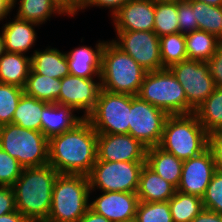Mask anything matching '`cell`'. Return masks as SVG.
Masks as SVG:
<instances>
[{"mask_svg": "<svg viewBox=\"0 0 222 222\" xmlns=\"http://www.w3.org/2000/svg\"><path fill=\"white\" fill-rule=\"evenodd\" d=\"M183 162L159 146L147 148L146 164L176 189L181 179Z\"/></svg>", "mask_w": 222, "mask_h": 222, "instance_id": "cell-24", "label": "cell"}, {"mask_svg": "<svg viewBox=\"0 0 222 222\" xmlns=\"http://www.w3.org/2000/svg\"><path fill=\"white\" fill-rule=\"evenodd\" d=\"M101 90L100 79L67 75L61 79V90L57 104L82 111L86 118L95 108Z\"/></svg>", "mask_w": 222, "mask_h": 222, "instance_id": "cell-13", "label": "cell"}, {"mask_svg": "<svg viewBox=\"0 0 222 222\" xmlns=\"http://www.w3.org/2000/svg\"><path fill=\"white\" fill-rule=\"evenodd\" d=\"M48 104L24 93L14 112L12 124L41 132V113Z\"/></svg>", "mask_w": 222, "mask_h": 222, "instance_id": "cell-26", "label": "cell"}, {"mask_svg": "<svg viewBox=\"0 0 222 222\" xmlns=\"http://www.w3.org/2000/svg\"><path fill=\"white\" fill-rule=\"evenodd\" d=\"M6 23L1 26L5 51L9 53H20L26 55V53L36 45L37 33L35 27L40 26L37 23L29 22L18 17H14L12 20L10 14Z\"/></svg>", "mask_w": 222, "mask_h": 222, "instance_id": "cell-19", "label": "cell"}, {"mask_svg": "<svg viewBox=\"0 0 222 222\" xmlns=\"http://www.w3.org/2000/svg\"><path fill=\"white\" fill-rule=\"evenodd\" d=\"M153 3H170V2H175V1H184V0H151Z\"/></svg>", "mask_w": 222, "mask_h": 222, "instance_id": "cell-50", "label": "cell"}, {"mask_svg": "<svg viewBox=\"0 0 222 222\" xmlns=\"http://www.w3.org/2000/svg\"><path fill=\"white\" fill-rule=\"evenodd\" d=\"M168 203L173 222H190L204 209L202 198L178 190Z\"/></svg>", "mask_w": 222, "mask_h": 222, "instance_id": "cell-30", "label": "cell"}, {"mask_svg": "<svg viewBox=\"0 0 222 222\" xmlns=\"http://www.w3.org/2000/svg\"><path fill=\"white\" fill-rule=\"evenodd\" d=\"M148 71L108 40L102 51L101 89L137 96Z\"/></svg>", "mask_w": 222, "mask_h": 222, "instance_id": "cell-3", "label": "cell"}, {"mask_svg": "<svg viewBox=\"0 0 222 222\" xmlns=\"http://www.w3.org/2000/svg\"><path fill=\"white\" fill-rule=\"evenodd\" d=\"M168 116L164 110L130 95L129 134L147 148L159 146Z\"/></svg>", "mask_w": 222, "mask_h": 222, "instance_id": "cell-10", "label": "cell"}, {"mask_svg": "<svg viewBox=\"0 0 222 222\" xmlns=\"http://www.w3.org/2000/svg\"><path fill=\"white\" fill-rule=\"evenodd\" d=\"M194 114L208 133L222 131V88L215 87Z\"/></svg>", "mask_w": 222, "mask_h": 222, "instance_id": "cell-29", "label": "cell"}, {"mask_svg": "<svg viewBox=\"0 0 222 222\" xmlns=\"http://www.w3.org/2000/svg\"><path fill=\"white\" fill-rule=\"evenodd\" d=\"M31 57V69L40 74L52 78L63 79L69 75V67L66 59V52H61L51 46L44 50L36 49Z\"/></svg>", "mask_w": 222, "mask_h": 222, "instance_id": "cell-22", "label": "cell"}, {"mask_svg": "<svg viewBox=\"0 0 222 222\" xmlns=\"http://www.w3.org/2000/svg\"><path fill=\"white\" fill-rule=\"evenodd\" d=\"M155 3L129 0L111 17L115 31H154Z\"/></svg>", "mask_w": 222, "mask_h": 222, "instance_id": "cell-17", "label": "cell"}, {"mask_svg": "<svg viewBox=\"0 0 222 222\" xmlns=\"http://www.w3.org/2000/svg\"><path fill=\"white\" fill-rule=\"evenodd\" d=\"M78 222H111L103 215L97 214L90 208L85 212V214L79 219Z\"/></svg>", "mask_w": 222, "mask_h": 222, "instance_id": "cell-44", "label": "cell"}, {"mask_svg": "<svg viewBox=\"0 0 222 222\" xmlns=\"http://www.w3.org/2000/svg\"><path fill=\"white\" fill-rule=\"evenodd\" d=\"M192 9L195 11L198 30L209 32L222 41V6L192 0Z\"/></svg>", "mask_w": 222, "mask_h": 222, "instance_id": "cell-31", "label": "cell"}, {"mask_svg": "<svg viewBox=\"0 0 222 222\" xmlns=\"http://www.w3.org/2000/svg\"><path fill=\"white\" fill-rule=\"evenodd\" d=\"M208 148L212 152L216 169L222 171V131L209 133Z\"/></svg>", "mask_w": 222, "mask_h": 222, "instance_id": "cell-40", "label": "cell"}, {"mask_svg": "<svg viewBox=\"0 0 222 222\" xmlns=\"http://www.w3.org/2000/svg\"><path fill=\"white\" fill-rule=\"evenodd\" d=\"M178 24L181 34H188L198 30L195 20V11L192 9V0L177 1Z\"/></svg>", "mask_w": 222, "mask_h": 222, "instance_id": "cell-38", "label": "cell"}, {"mask_svg": "<svg viewBox=\"0 0 222 222\" xmlns=\"http://www.w3.org/2000/svg\"><path fill=\"white\" fill-rule=\"evenodd\" d=\"M129 0H82V5L79 8V11H83L88 7H99L101 9L106 8L111 12L110 15H113Z\"/></svg>", "mask_w": 222, "mask_h": 222, "instance_id": "cell-41", "label": "cell"}, {"mask_svg": "<svg viewBox=\"0 0 222 222\" xmlns=\"http://www.w3.org/2000/svg\"><path fill=\"white\" fill-rule=\"evenodd\" d=\"M160 57L164 68L187 60L185 35L179 33L160 37Z\"/></svg>", "mask_w": 222, "mask_h": 222, "instance_id": "cell-32", "label": "cell"}, {"mask_svg": "<svg viewBox=\"0 0 222 222\" xmlns=\"http://www.w3.org/2000/svg\"><path fill=\"white\" fill-rule=\"evenodd\" d=\"M134 222H173L168 201H139Z\"/></svg>", "mask_w": 222, "mask_h": 222, "instance_id": "cell-35", "label": "cell"}, {"mask_svg": "<svg viewBox=\"0 0 222 222\" xmlns=\"http://www.w3.org/2000/svg\"><path fill=\"white\" fill-rule=\"evenodd\" d=\"M111 42L130 55L146 71L164 69L160 57V38L154 31H115Z\"/></svg>", "mask_w": 222, "mask_h": 222, "instance_id": "cell-12", "label": "cell"}, {"mask_svg": "<svg viewBox=\"0 0 222 222\" xmlns=\"http://www.w3.org/2000/svg\"><path fill=\"white\" fill-rule=\"evenodd\" d=\"M12 0H0V21L6 18L12 12Z\"/></svg>", "mask_w": 222, "mask_h": 222, "instance_id": "cell-47", "label": "cell"}, {"mask_svg": "<svg viewBox=\"0 0 222 222\" xmlns=\"http://www.w3.org/2000/svg\"><path fill=\"white\" fill-rule=\"evenodd\" d=\"M23 167L0 147V186H13L21 176Z\"/></svg>", "mask_w": 222, "mask_h": 222, "instance_id": "cell-37", "label": "cell"}, {"mask_svg": "<svg viewBox=\"0 0 222 222\" xmlns=\"http://www.w3.org/2000/svg\"><path fill=\"white\" fill-rule=\"evenodd\" d=\"M59 173L49 164L23 168L14 183L16 210L30 222L47 220L52 203L53 185Z\"/></svg>", "mask_w": 222, "mask_h": 222, "instance_id": "cell-2", "label": "cell"}, {"mask_svg": "<svg viewBox=\"0 0 222 222\" xmlns=\"http://www.w3.org/2000/svg\"><path fill=\"white\" fill-rule=\"evenodd\" d=\"M13 211H16L13 187L0 186V216Z\"/></svg>", "mask_w": 222, "mask_h": 222, "instance_id": "cell-42", "label": "cell"}, {"mask_svg": "<svg viewBox=\"0 0 222 222\" xmlns=\"http://www.w3.org/2000/svg\"><path fill=\"white\" fill-rule=\"evenodd\" d=\"M176 188L160 177L146 163L144 164L137 191L138 200L142 202L169 201Z\"/></svg>", "mask_w": 222, "mask_h": 222, "instance_id": "cell-23", "label": "cell"}, {"mask_svg": "<svg viewBox=\"0 0 222 222\" xmlns=\"http://www.w3.org/2000/svg\"><path fill=\"white\" fill-rule=\"evenodd\" d=\"M154 32L159 38L179 33L177 1L155 4Z\"/></svg>", "mask_w": 222, "mask_h": 222, "instance_id": "cell-33", "label": "cell"}, {"mask_svg": "<svg viewBox=\"0 0 222 222\" xmlns=\"http://www.w3.org/2000/svg\"><path fill=\"white\" fill-rule=\"evenodd\" d=\"M0 57L6 52L5 51V44H4V36L2 31H0Z\"/></svg>", "mask_w": 222, "mask_h": 222, "instance_id": "cell-49", "label": "cell"}, {"mask_svg": "<svg viewBox=\"0 0 222 222\" xmlns=\"http://www.w3.org/2000/svg\"><path fill=\"white\" fill-rule=\"evenodd\" d=\"M61 90V80L45 75H40L30 70L24 87V93L40 101L57 103Z\"/></svg>", "mask_w": 222, "mask_h": 222, "instance_id": "cell-27", "label": "cell"}, {"mask_svg": "<svg viewBox=\"0 0 222 222\" xmlns=\"http://www.w3.org/2000/svg\"><path fill=\"white\" fill-rule=\"evenodd\" d=\"M147 147L130 134L98 133L97 159L108 162L146 161Z\"/></svg>", "mask_w": 222, "mask_h": 222, "instance_id": "cell-14", "label": "cell"}, {"mask_svg": "<svg viewBox=\"0 0 222 222\" xmlns=\"http://www.w3.org/2000/svg\"><path fill=\"white\" fill-rule=\"evenodd\" d=\"M215 171L212 152L207 148L196 157L183 162L181 179L176 190L202 198Z\"/></svg>", "mask_w": 222, "mask_h": 222, "instance_id": "cell-15", "label": "cell"}, {"mask_svg": "<svg viewBox=\"0 0 222 222\" xmlns=\"http://www.w3.org/2000/svg\"><path fill=\"white\" fill-rule=\"evenodd\" d=\"M169 69L183 87L187 103L194 111L215 89L207 62L187 59L171 65Z\"/></svg>", "mask_w": 222, "mask_h": 222, "instance_id": "cell-11", "label": "cell"}, {"mask_svg": "<svg viewBox=\"0 0 222 222\" xmlns=\"http://www.w3.org/2000/svg\"><path fill=\"white\" fill-rule=\"evenodd\" d=\"M196 1L203 2L211 6H222V0H196Z\"/></svg>", "mask_w": 222, "mask_h": 222, "instance_id": "cell-48", "label": "cell"}, {"mask_svg": "<svg viewBox=\"0 0 222 222\" xmlns=\"http://www.w3.org/2000/svg\"><path fill=\"white\" fill-rule=\"evenodd\" d=\"M23 94V88L0 82V126L12 123L14 112Z\"/></svg>", "mask_w": 222, "mask_h": 222, "instance_id": "cell-34", "label": "cell"}, {"mask_svg": "<svg viewBox=\"0 0 222 222\" xmlns=\"http://www.w3.org/2000/svg\"><path fill=\"white\" fill-rule=\"evenodd\" d=\"M207 63L209 64V71L214 80L215 87L222 88V41Z\"/></svg>", "mask_w": 222, "mask_h": 222, "instance_id": "cell-39", "label": "cell"}, {"mask_svg": "<svg viewBox=\"0 0 222 222\" xmlns=\"http://www.w3.org/2000/svg\"><path fill=\"white\" fill-rule=\"evenodd\" d=\"M71 14L76 16L82 5V0H58Z\"/></svg>", "mask_w": 222, "mask_h": 222, "instance_id": "cell-46", "label": "cell"}, {"mask_svg": "<svg viewBox=\"0 0 222 222\" xmlns=\"http://www.w3.org/2000/svg\"><path fill=\"white\" fill-rule=\"evenodd\" d=\"M146 161L108 162L96 160L91 172L87 175L90 193L131 192L137 193L140 173Z\"/></svg>", "mask_w": 222, "mask_h": 222, "instance_id": "cell-8", "label": "cell"}, {"mask_svg": "<svg viewBox=\"0 0 222 222\" xmlns=\"http://www.w3.org/2000/svg\"><path fill=\"white\" fill-rule=\"evenodd\" d=\"M190 222H222V219L219 213L203 209Z\"/></svg>", "mask_w": 222, "mask_h": 222, "instance_id": "cell-43", "label": "cell"}, {"mask_svg": "<svg viewBox=\"0 0 222 222\" xmlns=\"http://www.w3.org/2000/svg\"><path fill=\"white\" fill-rule=\"evenodd\" d=\"M90 191L87 175L59 174L53 185L51 208L45 222H78L89 209Z\"/></svg>", "mask_w": 222, "mask_h": 222, "instance_id": "cell-4", "label": "cell"}, {"mask_svg": "<svg viewBox=\"0 0 222 222\" xmlns=\"http://www.w3.org/2000/svg\"><path fill=\"white\" fill-rule=\"evenodd\" d=\"M18 1V2H17ZM12 11L17 8L16 17L43 25L54 15L73 17L58 0H12Z\"/></svg>", "mask_w": 222, "mask_h": 222, "instance_id": "cell-21", "label": "cell"}, {"mask_svg": "<svg viewBox=\"0 0 222 222\" xmlns=\"http://www.w3.org/2000/svg\"><path fill=\"white\" fill-rule=\"evenodd\" d=\"M202 201L204 209L222 213V171L216 169Z\"/></svg>", "mask_w": 222, "mask_h": 222, "instance_id": "cell-36", "label": "cell"}, {"mask_svg": "<svg viewBox=\"0 0 222 222\" xmlns=\"http://www.w3.org/2000/svg\"><path fill=\"white\" fill-rule=\"evenodd\" d=\"M97 137L84 118L72 130L48 140V164L59 174L88 175L97 160Z\"/></svg>", "mask_w": 222, "mask_h": 222, "instance_id": "cell-1", "label": "cell"}, {"mask_svg": "<svg viewBox=\"0 0 222 222\" xmlns=\"http://www.w3.org/2000/svg\"><path fill=\"white\" fill-rule=\"evenodd\" d=\"M208 135L194 113L169 115L159 147L185 161L208 148Z\"/></svg>", "mask_w": 222, "mask_h": 222, "instance_id": "cell-5", "label": "cell"}, {"mask_svg": "<svg viewBox=\"0 0 222 222\" xmlns=\"http://www.w3.org/2000/svg\"><path fill=\"white\" fill-rule=\"evenodd\" d=\"M137 96L164 110L168 115L195 112L188 105L183 87L169 68L147 72Z\"/></svg>", "mask_w": 222, "mask_h": 222, "instance_id": "cell-6", "label": "cell"}, {"mask_svg": "<svg viewBox=\"0 0 222 222\" xmlns=\"http://www.w3.org/2000/svg\"><path fill=\"white\" fill-rule=\"evenodd\" d=\"M0 222H30V221L16 210V211L1 215Z\"/></svg>", "mask_w": 222, "mask_h": 222, "instance_id": "cell-45", "label": "cell"}, {"mask_svg": "<svg viewBox=\"0 0 222 222\" xmlns=\"http://www.w3.org/2000/svg\"><path fill=\"white\" fill-rule=\"evenodd\" d=\"M31 70V57L20 53L5 52L0 57V82L25 87Z\"/></svg>", "mask_w": 222, "mask_h": 222, "instance_id": "cell-25", "label": "cell"}, {"mask_svg": "<svg viewBox=\"0 0 222 222\" xmlns=\"http://www.w3.org/2000/svg\"><path fill=\"white\" fill-rule=\"evenodd\" d=\"M0 147L23 168L48 164V139L40 131L4 124L0 126Z\"/></svg>", "mask_w": 222, "mask_h": 222, "instance_id": "cell-7", "label": "cell"}, {"mask_svg": "<svg viewBox=\"0 0 222 222\" xmlns=\"http://www.w3.org/2000/svg\"><path fill=\"white\" fill-rule=\"evenodd\" d=\"M187 59L208 62L216 52L221 40L202 30L185 34Z\"/></svg>", "mask_w": 222, "mask_h": 222, "instance_id": "cell-28", "label": "cell"}, {"mask_svg": "<svg viewBox=\"0 0 222 222\" xmlns=\"http://www.w3.org/2000/svg\"><path fill=\"white\" fill-rule=\"evenodd\" d=\"M86 119L97 133L129 134L130 94L101 89L96 106Z\"/></svg>", "mask_w": 222, "mask_h": 222, "instance_id": "cell-9", "label": "cell"}, {"mask_svg": "<svg viewBox=\"0 0 222 222\" xmlns=\"http://www.w3.org/2000/svg\"><path fill=\"white\" fill-rule=\"evenodd\" d=\"M107 41H97L95 48L87 45L66 52L70 75L100 79L102 51Z\"/></svg>", "mask_w": 222, "mask_h": 222, "instance_id": "cell-18", "label": "cell"}, {"mask_svg": "<svg viewBox=\"0 0 222 222\" xmlns=\"http://www.w3.org/2000/svg\"><path fill=\"white\" fill-rule=\"evenodd\" d=\"M70 106L49 103L41 113V132L49 140L66 131L72 130L84 118L76 116Z\"/></svg>", "mask_w": 222, "mask_h": 222, "instance_id": "cell-20", "label": "cell"}, {"mask_svg": "<svg viewBox=\"0 0 222 222\" xmlns=\"http://www.w3.org/2000/svg\"><path fill=\"white\" fill-rule=\"evenodd\" d=\"M99 197L90 200L89 208L103 215L111 222H134L138 205L137 193L101 192Z\"/></svg>", "mask_w": 222, "mask_h": 222, "instance_id": "cell-16", "label": "cell"}]
</instances>
